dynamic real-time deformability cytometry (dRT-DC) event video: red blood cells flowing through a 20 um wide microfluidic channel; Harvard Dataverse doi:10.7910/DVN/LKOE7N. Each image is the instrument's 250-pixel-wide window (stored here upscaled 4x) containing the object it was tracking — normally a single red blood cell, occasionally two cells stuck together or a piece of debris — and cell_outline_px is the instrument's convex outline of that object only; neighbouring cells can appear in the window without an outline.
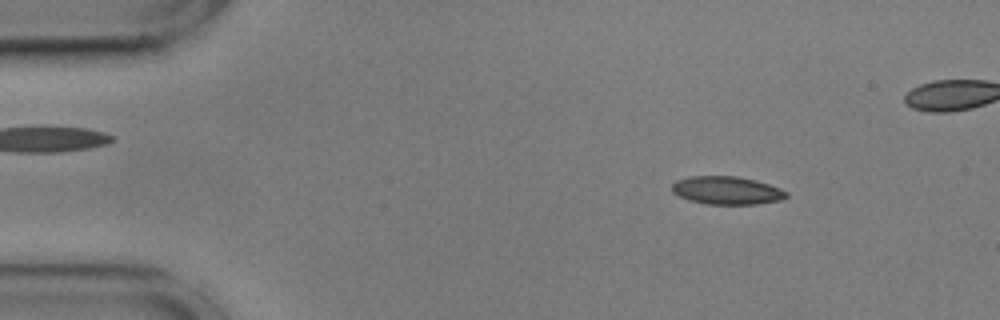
{"species": "common noctule bat (a hibernating species)", "species_latin": "Nyctalus noctula", "temperature_condition": "cold", "stored_images_in_passage": 50, "camera_frame_rate_fps": 3000, "um_per_image_px": 0.085, "animal": {"sex": "male", "body_mass_g": 17.9, "forearm_length_mm": 54.2}, "frame": {"image": 1, "passage_image": 7, "time_ms": 2.0, "image_size_px": [1000, 320], "cell_outline_px": [[788, 196], [784, 200], [756, 204], [704, 204], [688, 200], [672, 192], [672, 184], [676, 180], [692, 176], [736, 176], [756, 180], [780, 188], [788, 192]], "centroid_in_image_um": [61.8, 16.19], "position_along_channel_um": 23.2, "area_um2": 18.84}}
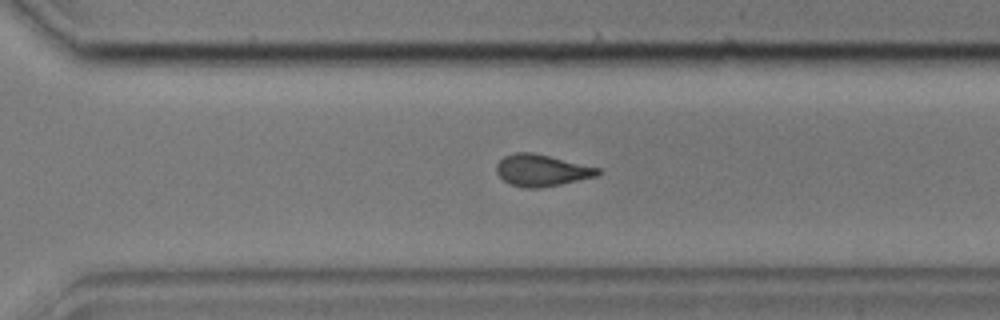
{"frame": {"image": 2, "passage_image": 38, "time_ms": 12.333, "image_size_px": [1000, 320], "cell_outline_px": [[604, 172], [596, 176], [560, 184], [540, 188], [524, 188], [508, 184], [496, 172], [496, 164], [504, 156], [512, 152], [532, 152], [600, 168]], "centroid_in_image_um": [46.02, 14.48], "position_along_channel_um": 324.6, "area_um2": 18.79}}
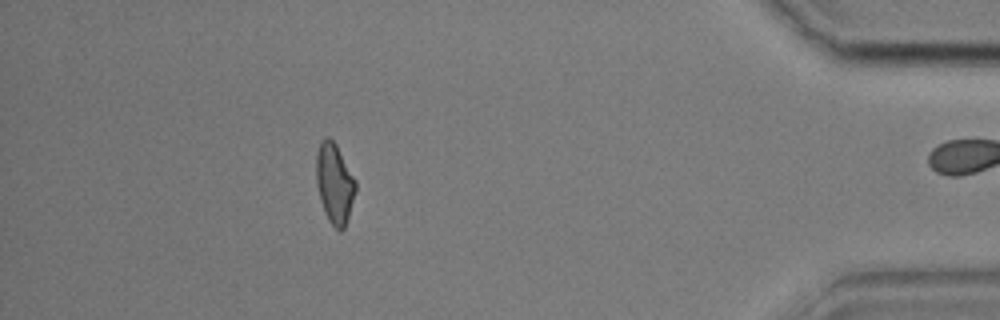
{"frame": {"image": 3, "passage_image": 49, "time_ms": 16.0, "image_size_px": [1000, 320], "cell_outline_px": [[356, 192], [344, 228], [340, 232], [328, 220], [324, 212], [320, 200], [316, 184], [316, 152], [320, 140], [324, 136], [328, 136], [336, 144], [356, 180]], "centroid_in_image_um": [28.42, 15.55], "position_along_channel_um": 406.8, "area_um2": 18.55}, "authors_computed_cell_mechanics": {"area_um2": 19.1607, "velocity_mm_per_s": 3.595, "shape_relaxation_time_tau1_ms": 6.798, "shape_relaxation_time_tau2_ms": 3.0227, "deformation_change_tau1": 0.1472, "deformation_change_tau2": 0.1096}}